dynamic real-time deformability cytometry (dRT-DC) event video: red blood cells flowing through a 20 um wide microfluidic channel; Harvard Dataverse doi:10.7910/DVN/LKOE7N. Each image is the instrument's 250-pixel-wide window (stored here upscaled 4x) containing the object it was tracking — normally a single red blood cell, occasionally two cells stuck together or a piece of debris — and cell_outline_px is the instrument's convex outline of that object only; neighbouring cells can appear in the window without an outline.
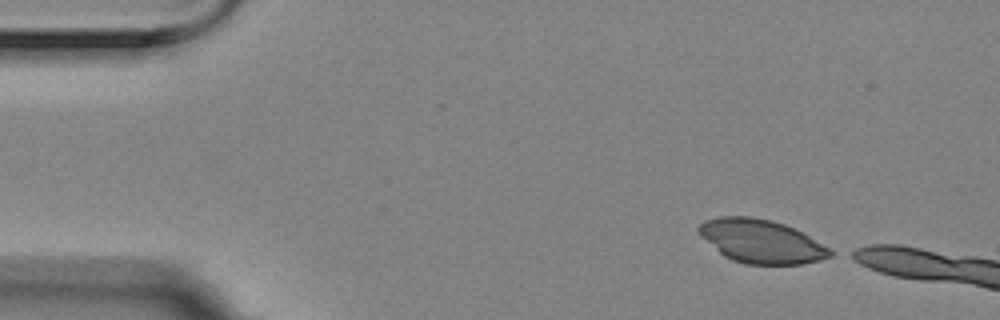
{"species": "Egyptian fruit bat (a non-hibernating species)", "species_latin": "Rousettus aegyptiacus", "temperature_condition": "room temperature", "stored_images_in_passage": 3, "camera_frame_rate_fps": 3000, "um_per_image_px": 0.085, "animal": {"sex": "female"}, "frame": {"image": 1, "passage_image": 1, "time_ms": 0.0, "image_size_px": [1000, 320], "cell_outline_px": [[836, 252], [832, 256], [820, 260], [800, 264], [744, 264], [732, 260], [724, 256], [696, 228], [704, 220], [720, 216], [752, 216], [772, 220], [784, 224], [808, 236]], "centroid_in_image_um": [64.73, 20.51], "position_along_channel_um": 20.3, "area_um2": 32.89}}